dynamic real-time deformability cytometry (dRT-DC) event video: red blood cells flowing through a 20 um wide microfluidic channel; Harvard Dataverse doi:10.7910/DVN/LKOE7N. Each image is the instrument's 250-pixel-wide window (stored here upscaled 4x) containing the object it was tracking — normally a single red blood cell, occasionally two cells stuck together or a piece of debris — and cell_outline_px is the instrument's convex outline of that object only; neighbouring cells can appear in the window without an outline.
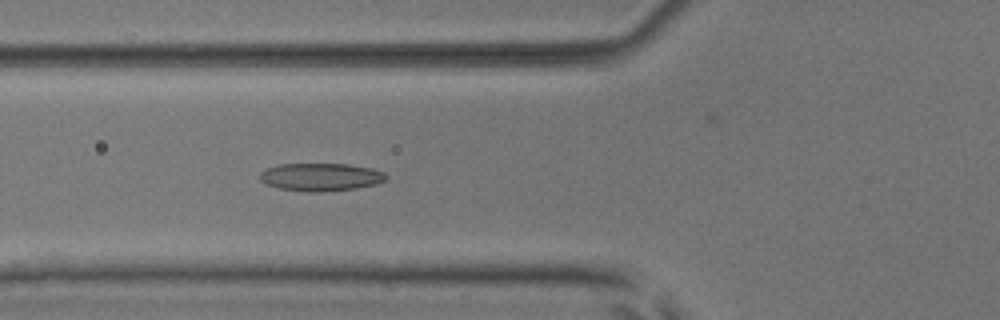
{"species": "common noctule bat (a hibernating species)", "species_latin": "Nyctalus noctula", "temperature_condition": "room temperature", "stored_images_in_passage": 53, "camera_frame_rate_fps": 3000, "um_per_image_px": 0.085, "animal": {"sex": "male", "body_mass_g": 17.9, "forearm_length_mm": 54.2}, "frame": {"image": 1, "passage_image": 20, "time_ms": 6.333, "image_size_px": [1000, 320], "cell_outline_px": [[388, 180], [376, 184], [356, 188], [320, 192], [308, 192], [280, 188], [264, 184], [260, 180], [260, 172], [268, 168], [280, 164], [348, 164], [372, 168], [384, 172], [388, 176]], "centroid_in_image_um": [27.29, 15.05], "position_along_channel_um": 98.5, "area_um2": 20.58}}
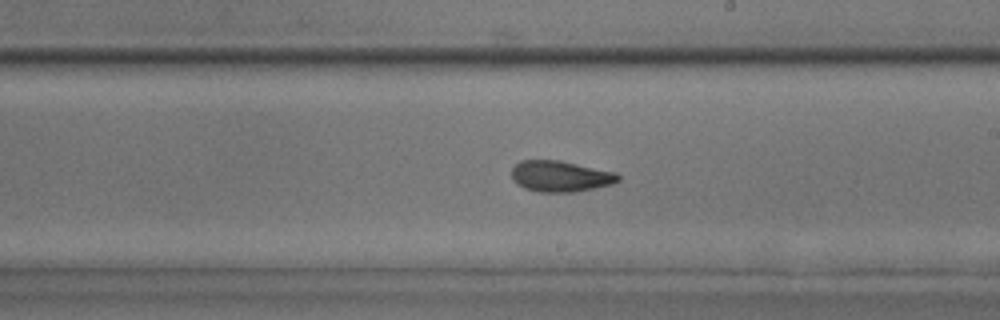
{"frame": {"image": 2, "passage_image": 31, "time_ms": 10.0, "image_size_px": [1000, 320], "cell_outline_px": [[620, 180], [612, 184], [572, 192], [540, 192], [524, 188], [516, 184], [512, 180], [512, 168], [520, 160], [560, 160], [616, 172], [620, 176]], "centroid_in_image_um": [47.61, 14.97], "position_along_channel_um": 241.4, "area_um2": 19.31}}
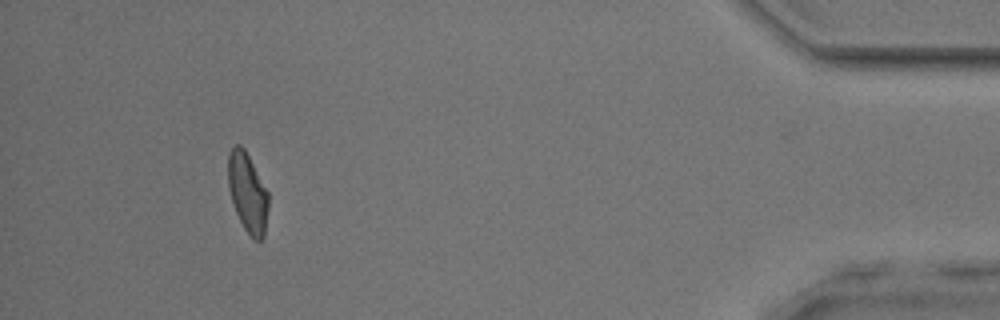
{"frame": {"image": 3, "passage_image": 49, "time_ms": 16.0, "image_size_px": [1000, 320], "cell_outline_px": [[268, 208], [264, 236], [260, 240], [256, 240], [244, 228], [236, 212], [228, 188], [228, 152], [236, 144], [240, 144], [244, 148], [268, 192]], "centroid_in_image_um": [21.04, 16.34], "position_along_channel_um": 414.2, "area_um2": 18.38}, "authors_computed_cell_mechanics": {"area_um2": 19.652, "velocity_mm_per_s": 3.9096, "shape_relaxation_time_tau1_ms": 2.9396, "shape_relaxation_time_tau2_ms": 2.5162, "deformation_change_tau1": 0.1367, "deformation_change_tau2": 0.1003}}